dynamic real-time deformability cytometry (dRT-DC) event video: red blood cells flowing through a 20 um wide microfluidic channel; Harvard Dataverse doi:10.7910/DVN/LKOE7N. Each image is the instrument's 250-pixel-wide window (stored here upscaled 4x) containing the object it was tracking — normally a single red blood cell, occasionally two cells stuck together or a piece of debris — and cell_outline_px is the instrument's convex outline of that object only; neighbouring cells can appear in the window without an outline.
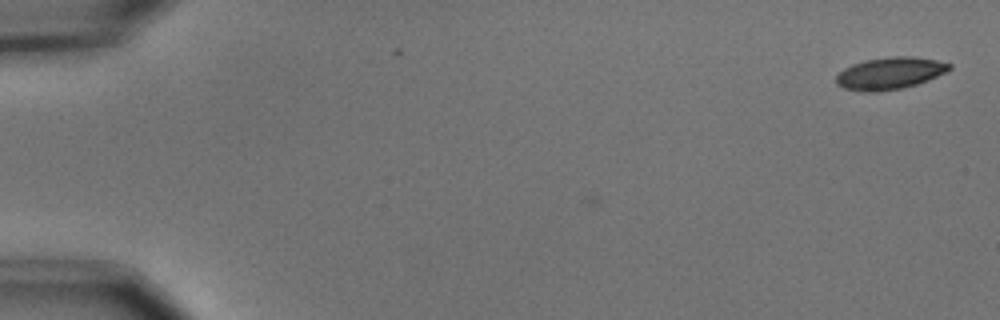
{"species": "common noctule bat (a hibernating species)", "species_latin": "Nyctalus noctula", "temperature_condition": "cold", "stored_images_in_passage": 3, "camera_frame_rate_fps": 3000, "um_per_image_px": 0.085, "animal": {"sex": "male", "body_mass_g": 15.6}, "frame": {"image": 1, "passage_image": 1, "time_ms": 0.0, "image_size_px": [1000, 320], "cell_outline_px": [[952, 68], [928, 80], [916, 84], [900, 88], [876, 92], [864, 92], [844, 88], [836, 84], [836, 76], [844, 68], [852, 64], [864, 60], [892, 56], [912, 56], [936, 60], [952, 64]], "centroid_in_image_um": [75.61, 6.22], "position_along_channel_um": 9.4, "area_um2": 21.04}}